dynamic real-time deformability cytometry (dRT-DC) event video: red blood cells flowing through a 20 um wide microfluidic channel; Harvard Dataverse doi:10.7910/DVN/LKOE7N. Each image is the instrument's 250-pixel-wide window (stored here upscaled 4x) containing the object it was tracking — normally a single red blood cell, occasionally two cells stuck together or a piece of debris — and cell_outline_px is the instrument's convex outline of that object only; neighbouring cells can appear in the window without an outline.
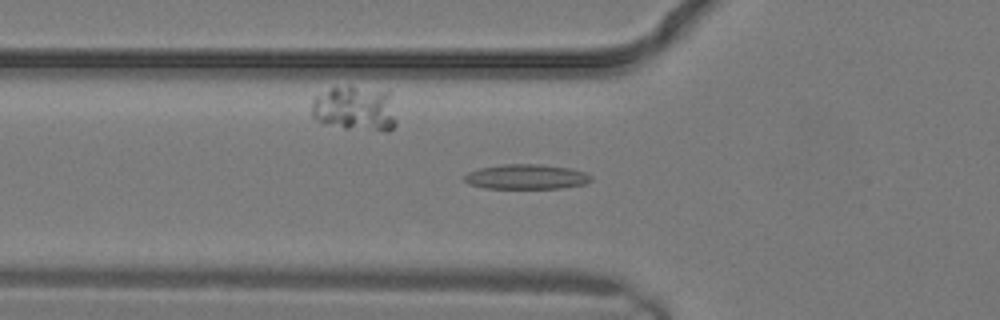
{"species": "common noctule bat (a hibernating species)", "species_latin": "Nyctalus noctula", "temperature_condition": "warm", "stored_images_in_passage": 26, "camera_frame_rate_fps": 3000, "um_per_image_px": 0.085, "animal": {"sex": "male", "body_mass_g": 19.2, "forearm_length_mm": 51.8}, "frame": {"image": 1, "passage_image": 9, "time_ms": 2.667, "image_size_px": [1000, 320], "cell_outline_px": [[592, 180], [584, 184], [560, 188], [484, 188], [468, 184], [464, 180], [464, 176], [468, 172], [480, 168], [504, 164], [540, 164], [572, 168], [584, 172], [592, 176]], "centroid_in_image_um": [44.74, 15.02], "position_along_channel_um": 81.1, "area_um2": 18.38}}
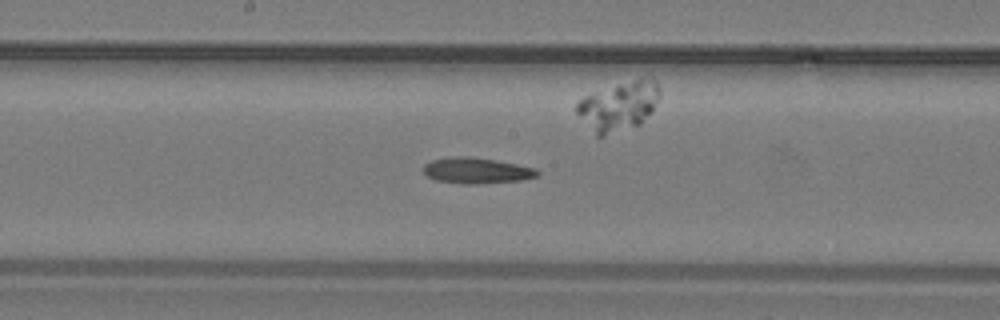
{"frame": {"image": 2, "passage_image": 14, "time_ms": 4.333, "image_size_px": [1000, 320], "cell_outline_px": [[540, 172], [536, 176], [520, 180], [472, 184], [464, 184], [436, 180], [428, 176], [424, 172], [424, 164], [432, 160], [452, 156], [468, 156], [496, 160], [536, 168]], "centroid_in_image_um": [40.5, 14.49], "position_along_channel_um": 207.7, "area_um2": 16.99}}
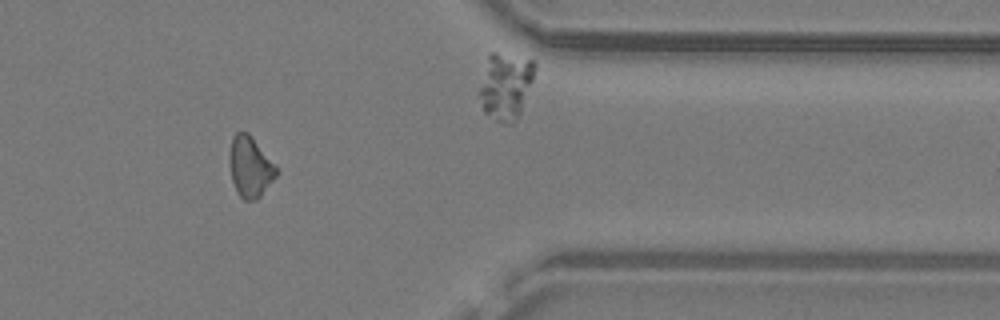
{"frame": {"image": 3, "passage_image": 22, "time_ms": 7.0, "image_size_px": [1000, 320], "cell_outline_px": [[280, 172], [260, 196], [256, 200], [244, 200], [236, 192], [232, 180], [232, 136], [236, 132], [248, 132], [252, 136], [276, 164]], "centroid_in_image_um": [21.34, 14.19], "position_along_channel_um": 390.1, "area_um2": 16.3}}